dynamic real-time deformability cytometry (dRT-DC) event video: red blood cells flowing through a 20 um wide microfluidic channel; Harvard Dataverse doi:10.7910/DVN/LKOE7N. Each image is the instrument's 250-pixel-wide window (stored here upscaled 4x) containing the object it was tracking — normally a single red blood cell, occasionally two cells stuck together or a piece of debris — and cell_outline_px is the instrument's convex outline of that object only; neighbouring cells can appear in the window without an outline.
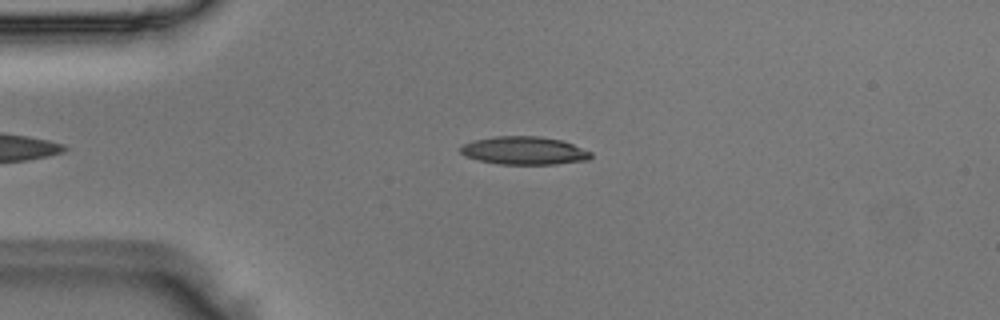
{"species": "Egyptian fruit bat (a non-hibernating species)", "species_latin": "Rousettus aegyptiacus", "temperature_condition": "room temperature", "stored_images_in_passage": 15, "camera_frame_rate_fps": 3000, "um_per_image_px": 0.085, "animal": {"sex": "male"}, "frame": {"image": 1, "passage_image": 3, "time_ms": 0.667, "image_size_px": [1000, 320], "cell_outline_px": [[592, 156], [588, 160], [556, 164], [500, 164], [476, 160], [464, 156], [460, 152], [460, 148], [464, 144], [472, 140], [496, 136], [540, 136], [564, 140], [592, 152]], "centroid_in_image_um": [44.56, 12.8], "position_along_channel_um": 40.4, "area_um2": 21.56}}
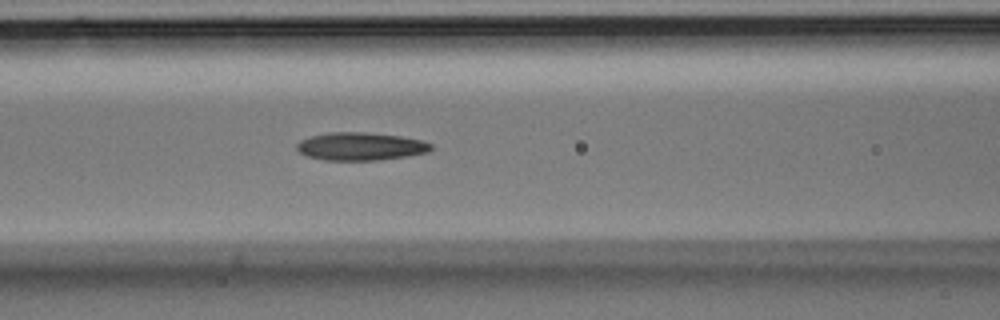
{"frame": {"image": 2, "passage_image": 12, "time_ms": 3.667, "image_size_px": [1000, 320], "cell_outline_px": [[432, 148], [428, 152], [408, 156], [376, 160], [324, 160], [308, 156], [300, 152], [296, 148], [296, 144], [300, 140], [312, 136], [328, 132], [364, 132], [400, 136], [424, 140], [432, 144]], "centroid_in_image_um": [30.66, 12.44], "position_along_channel_um": 135.9, "area_um2": 21.85}}
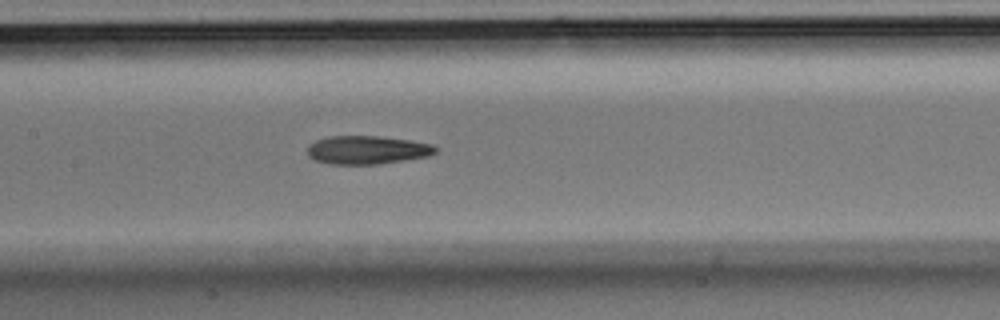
{"frame": {"image": 3, "passage_image": 15, "time_ms": 4.667, "image_size_px": [1000, 320], "cell_outline_px": [[436, 152], [428, 156], [380, 164], [328, 164], [316, 160], [308, 156], [308, 144], [316, 140], [328, 136], [380, 136], [412, 140], [432, 144], [436, 148]], "centroid_in_image_um": [31.2, 12.74], "position_along_channel_um": 176.2, "area_um2": 21.27}}